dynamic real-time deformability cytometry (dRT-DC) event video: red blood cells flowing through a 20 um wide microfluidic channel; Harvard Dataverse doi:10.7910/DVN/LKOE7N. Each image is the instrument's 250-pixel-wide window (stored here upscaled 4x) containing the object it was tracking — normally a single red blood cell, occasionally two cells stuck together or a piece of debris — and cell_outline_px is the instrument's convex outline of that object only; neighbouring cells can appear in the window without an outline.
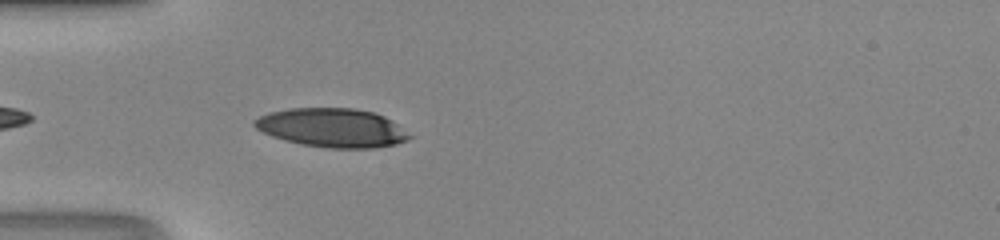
{"species": "human", "species_latin": "Homo sapiens", "temperature_condition": "room temperature", "stored_images_in_passage": 34, "camera_frame_rate_fps": 3000, "um_per_image_px": 0.085, "donor": {"sex": "male"}, "frame": {"image": 1, "passage_image": 2, "time_ms": 0.333, "image_size_px": [1000, 240], "cell_outline_px": [[412, 136], [408, 140], [396, 144], [372, 148], [328, 148], [300, 144], [284, 140], [272, 136], [256, 128], [252, 124], [252, 120], [268, 112], [288, 108], [356, 108], [372, 112], [384, 116], [392, 120]], "centroid_in_image_um": [28.21, 10.85], "position_along_channel_um": 56.8, "area_um2": 35.2}}
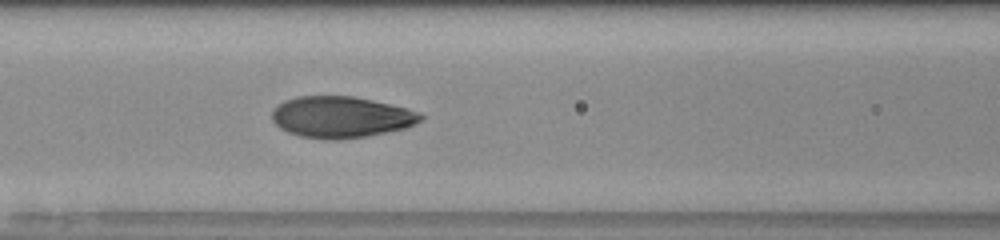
{"frame": {"image": 2, "passage_image": 8, "time_ms": 2.333, "image_size_px": [1000, 240], "cell_outline_px": [[424, 116], [416, 124], [404, 128], [364, 136], [336, 140], [328, 140], [300, 136], [288, 132], [280, 128], [272, 120], [272, 112], [284, 100], [296, 96], [352, 96], [372, 100], [408, 108], [420, 112]], "centroid_in_image_um": [28.98, 9.94], "position_along_channel_um": 137.6, "area_um2": 35.66}}
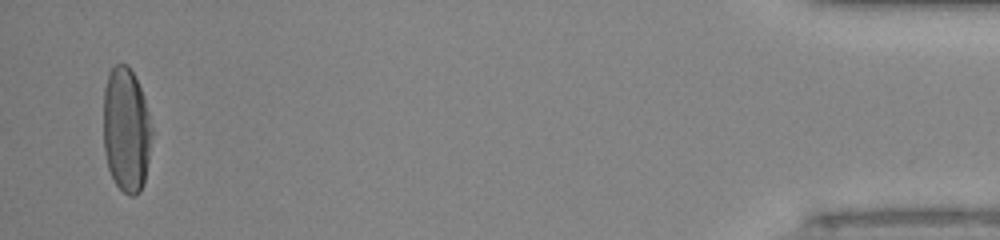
{"frame": {"image": 3, "passage_image": 33, "time_ms": 10.667, "image_size_px": [1000, 240], "cell_outline_px": [[152, 136], [144, 184], [140, 192], [136, 196], [128, 196], [116, 184], [108, 168], [104, 152], [104, 88], [108, 72], [116, 64], [128, 64], [144, 96], [152, 128]], "centroid_in_image_um": [10.73, 11.05], "position_along_channel_um": 424.5, "area_um2": 35.37}}